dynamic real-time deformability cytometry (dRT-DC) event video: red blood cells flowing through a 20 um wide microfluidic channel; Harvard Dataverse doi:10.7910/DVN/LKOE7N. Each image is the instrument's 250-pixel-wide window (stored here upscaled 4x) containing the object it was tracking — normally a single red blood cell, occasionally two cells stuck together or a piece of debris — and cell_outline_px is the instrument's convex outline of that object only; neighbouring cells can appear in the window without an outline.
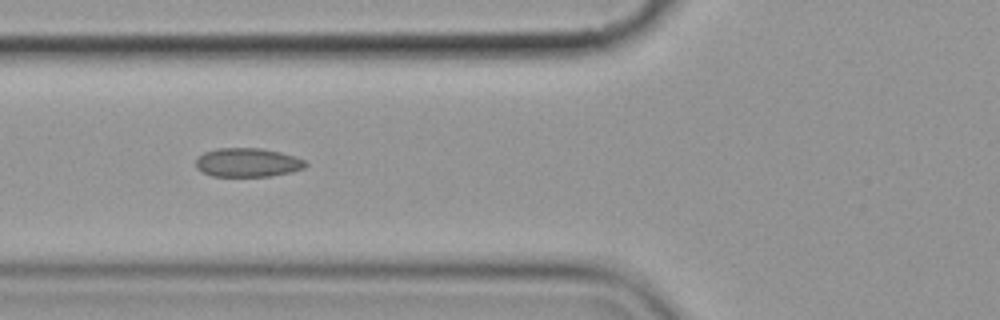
{"species": "common noctule bat (a hibernating species)", "species_latin": "Nyctalus noctula", "temperature_condition": "cold", "stored_images_in_passage": 7, "camera_frame_rate_fps": 3000, "um_per_image_px": 0.085, "animal": {"sex": "female", "body_mass_g": 19.9}, "frame": {"image": 1, "passage_image": 6, "time_ms": 6.667, "image_size_px": [1000, 320], "cell_outline_px": [[308, 164], [304, 168], [292, 172], [272, 176], [212, 176], [196, 168], [196, 156], [204, 152], [216, 148], [260, 148], [280, 152], [296, 156], [304, 160]], "centroid_in_image_um": [21.05, 13.81], "position_along_channel_um": 104.8, "area_um2": 18.61}}
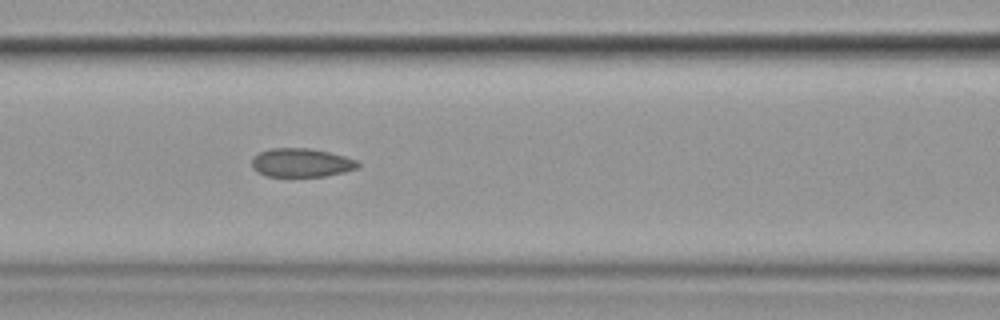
{"frame": {"image": 2, "passage_image": 7, "time_ms": 7.667, "image_size_px": [1000, 320], "cell_outline_px": [[360, 164], [356, 168], [344, 172], [324, 176], [268, 176], [256, 172], [252, 168], [252, 160], [260, 152], [272, 148], [308, 148], [328, 152], [344, 156], [356, 160]], "centroid_in_image_um": [25.6, 13.83], "position_along_channel_um": 141.0, "area_um2": 17.51}}